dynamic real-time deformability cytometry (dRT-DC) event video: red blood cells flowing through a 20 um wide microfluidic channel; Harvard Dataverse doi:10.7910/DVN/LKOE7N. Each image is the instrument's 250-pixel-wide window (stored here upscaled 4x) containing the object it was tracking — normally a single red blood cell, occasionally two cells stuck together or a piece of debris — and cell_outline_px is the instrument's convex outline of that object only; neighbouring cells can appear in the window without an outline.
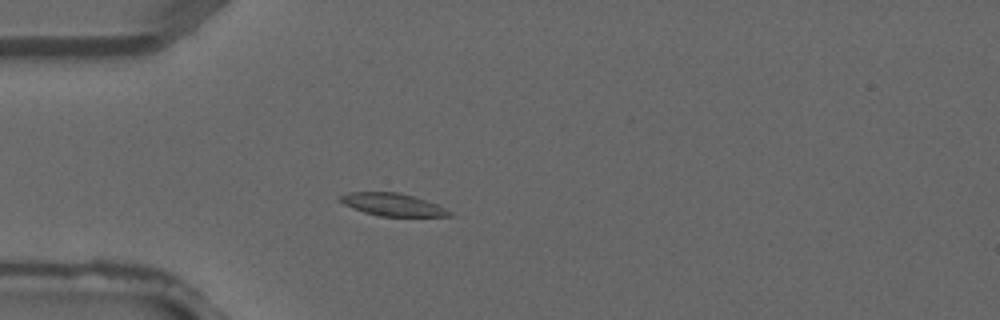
{"species": "common noctule bat (a hibernating species)", "species_latin": "Nyctalus noctula", "temperature_condition": "warm", "stored_images_in_passage": 3, "camera_frame_rate_fps": 3000, "um_per_image_px": 0.085, "animal": {"sex": "male", "forearm_length_mm": 52.5}, "frame": {"image": 1, "passage_image": 3, "time_ms": 0.667, "image_size_px": [1000, 320], "cell_outline_px": [[452, 216], [380, 216], [364, 212], [352, 208], [344, 204], [336, 196], [348, 192], [400, 192], [436, 204], [452, 212]], "centroid_in_image_um": [33.31, 17.38], "position_along_channel_um": 51.7, "area_um2": 14.28}}